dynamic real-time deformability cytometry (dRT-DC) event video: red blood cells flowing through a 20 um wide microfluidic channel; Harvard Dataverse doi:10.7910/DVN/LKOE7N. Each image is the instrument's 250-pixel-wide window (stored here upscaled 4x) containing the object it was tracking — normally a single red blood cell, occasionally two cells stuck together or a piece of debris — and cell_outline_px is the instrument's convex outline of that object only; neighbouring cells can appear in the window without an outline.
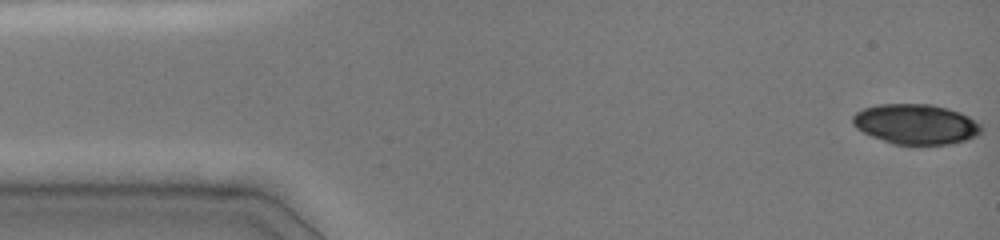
{"species": "common noctule bat (a hibernating species)", "species_latin": "Nyctalus noctula", "temperature_condition": "cold", "stored_images_in_passage": 15, "camera_frame_rate_fps": 3000, "um_per_image_px": 0.085, "animal": {"sex": "female", "body_mass_g": 19.0, "forearm_length_mm": 51.5}, "frame": {"image": 1, "passage_image": 1, "time_ms": 0.0, "image_size_px": [1000, 240], "cell_outline_px": [[984, 128], [976, 136], [952, 144], [892, 144], [872, 136], [856, 128], [852, 124], [852, 116], [856, 112], [864, 108], [880, 104], [932, 104], [948, 108], [960, 112], [968, 116], [980, 124]], "centroid_in_image_um": [77.84, 10.55], "position_along_channel_um": 7.2, "area_um2": 30.06}}